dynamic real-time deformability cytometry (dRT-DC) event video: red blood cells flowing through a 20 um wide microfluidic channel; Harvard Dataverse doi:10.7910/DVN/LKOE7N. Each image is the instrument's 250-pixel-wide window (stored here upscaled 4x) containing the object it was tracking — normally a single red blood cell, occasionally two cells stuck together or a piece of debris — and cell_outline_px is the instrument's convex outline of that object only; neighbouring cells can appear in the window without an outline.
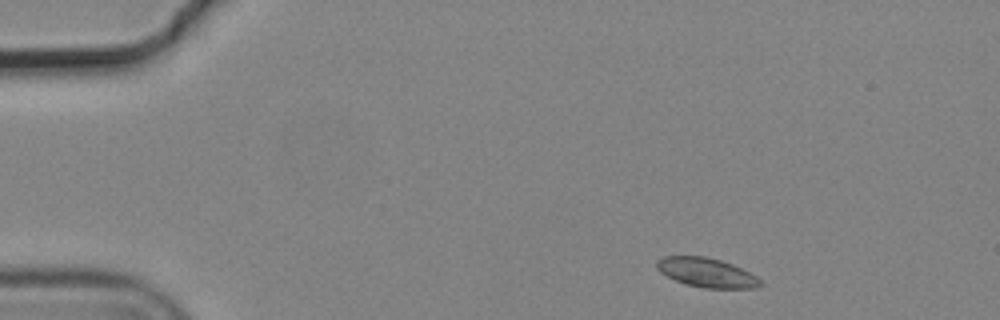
{"species": "common noctule bat (a hibernating species)", "species_latin": "Nyctalus noctula", "temperature_condition": "cold", "stored_images_in_passage": 5, "camera_frame_rate_fps": 3000, "um_per_image_px": 0.085, "animal": {"sex": "male", "body_mass_g": 19.2, "forearm_length_mm": 51.8}, "frame": {"image": 1, "passage_image": 1, "time_ms": 0.0, "image_size_px": [1000, 320], "cell_outline_px": [[764, 284], [756, 288], [704, 288], [688, 284], [676, 280], [660, 272], [656, 268], [656, 260], [664, 256], [704, 256], [720, 260], [732, 264], [756, 276]], "centroid_in_image_um": [60.06, 23.16], "position_along_channel_um": 24.9, "area_um2": 17.51}}
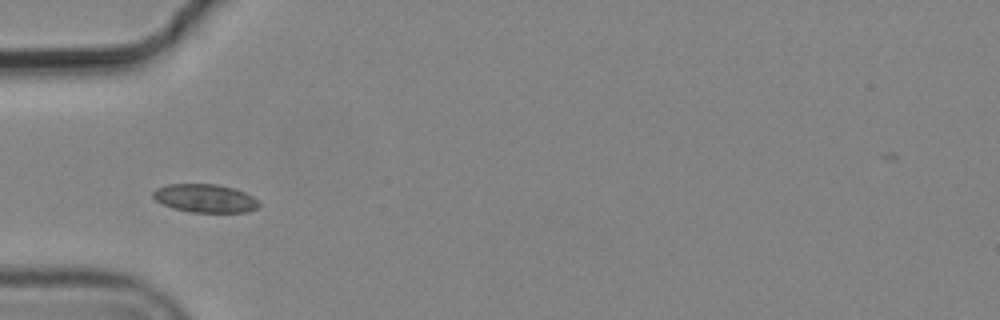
{"frame": {"image": 2, "passage_image": 4, "time_ms": 1.0, "image_size_px": [1000, 320], "cell_outline_px": [[260, 204], [256, 208], [244, 212], [192, 212], [172, 208], [156, 200], [152, 196], [152, 192], [156, 188], [168, 184], [216, 184], [232, 188], [244, 192], [260, 200]], "centroid_in_image_um": [17.42, 16.85], "position_along_channel_um": 67.6, "area_um2": 17.4}}
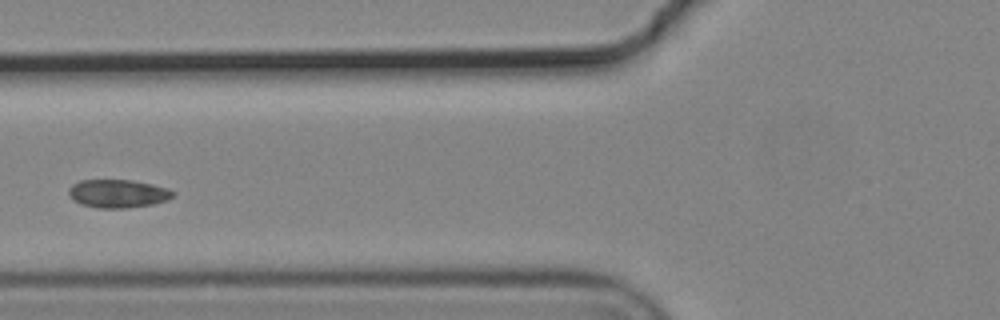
{"frame": {"image": 3, "passage_image": 5, "time_ms": 1.333, "image_size_px": [1000, 320], "cell_outline_px": [[176, 192], [168, 200], [152, 204], [124, 208], [96, 208], [80, 204], [72, 200], [68, 196], [68, 188], [72, 184], [80, 180], [132, 180], [152, 184], [168, 188]], "centroid_in_image_um": [9.98, 16.45], "position_along_channel_um": 115.8, "area_um2": 17.34}}